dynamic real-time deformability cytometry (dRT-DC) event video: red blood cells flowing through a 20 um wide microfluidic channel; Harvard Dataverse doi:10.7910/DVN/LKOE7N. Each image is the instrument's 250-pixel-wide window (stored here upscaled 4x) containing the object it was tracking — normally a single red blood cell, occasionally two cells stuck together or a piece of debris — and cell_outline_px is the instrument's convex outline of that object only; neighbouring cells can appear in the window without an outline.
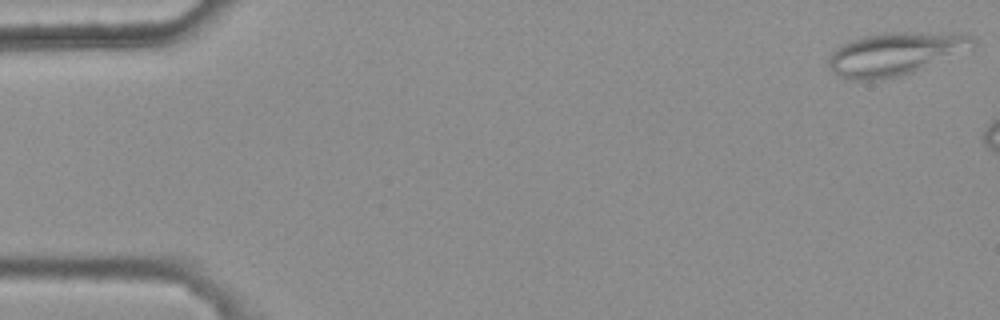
{"species": "common noctule bat (a hibernating species)", "species_latin": "Nyctalus noctula", "temperature_condition": "warm", "stored_images_in_passage": 3, "camera_frame_rate_fps": 3000, "um_per_image_px": 0.085, "animal": {"sex": "female", "body_mass_g": 25.1}, "frame": {"image": 1, "passage_image": 1, "time_ms": 0.0, "image_size_px": [1000, 320], "cell_outline_px": [[976, 44], [972, 48], [924, 68], [912, 72], [896, 76], [876, 80], [844, 80], [832, 72], [828, 64], [828, 56], [836, 48], [852, 40], [864, 36], [888, 32], [960, 32], [972, 36]], "centroid_in_image_um": [76.1, 4.57], "position_along_channel_um": 8.9, "area_um2": 36.36}}